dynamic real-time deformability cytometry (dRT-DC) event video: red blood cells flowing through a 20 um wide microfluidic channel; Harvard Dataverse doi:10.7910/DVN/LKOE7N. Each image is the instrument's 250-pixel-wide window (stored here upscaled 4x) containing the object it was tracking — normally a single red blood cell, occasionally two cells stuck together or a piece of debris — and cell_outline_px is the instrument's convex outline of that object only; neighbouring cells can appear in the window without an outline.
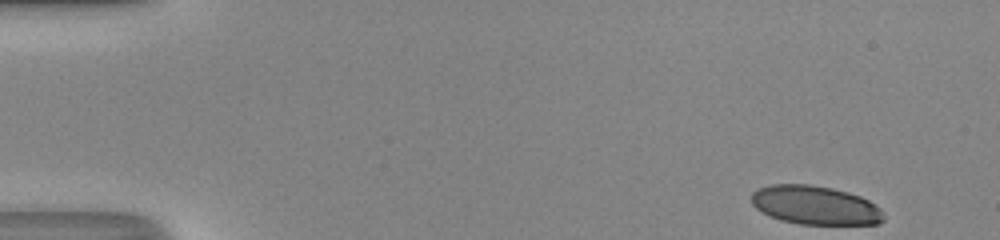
{"species": "human", "species_latin": "Homo sapiens", "temperature_condition": "room temperature", "stored_images_in_passage": 45, "camera_frame_rate_fps": 3000, "um_per_image_px": 0.085, "donor": {"sex": "male"}, "frame": {"image": 1, "passage_image": 1, "time_ms": 0.0, "image_size_px": [1000, 240], "cell_outline_px": [[884, 220], [880, 224], [800, 224], [780, 220], [756, 208], [752, 204], [752, 192], [756, 188], [772, 184], [808, 184], [832, 188], [848, 192], [860, 196], [868, 200], [880, 208], [884, 216]], "centroid_in_image_um": [69.29, 17.44], "position_along_channel_um": 15.7, "area_um2": 29.88}}
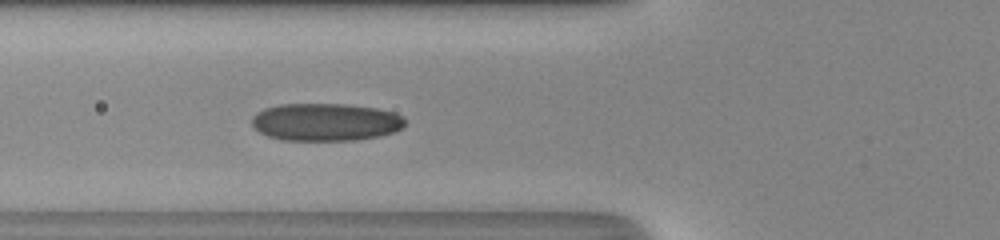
{"frame": {"image": 2, "passage_image": 16, "time_ms": 5.0, "image_size_px": [1000, 240], "cell_outline_px": [[404, 124], [400, 128], [392, 132], [380, 136], [356, 140], [280, 140], [268, 136], [260, 132], [252, 124], [252, 116], [256, 112], [264, 108], [280, 104], [344, 104], [376, 108], [392, 112], [404, 116]], "centroid_in_image_um": [27.65, 10.37], "position_along_channel_um": 98.2, "area_um2": 33.58}}
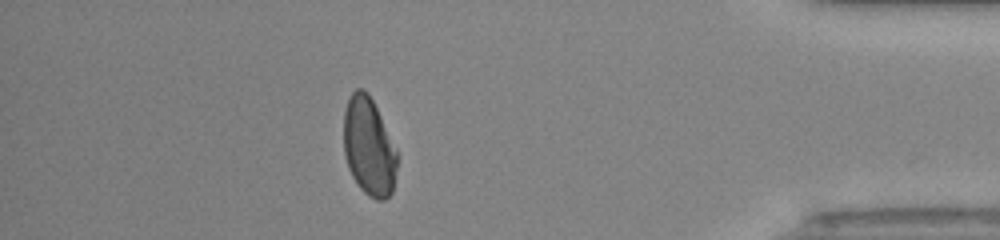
{"frame": {"image": 3, "passage_image": 40, "time_ms": 13.0, "image_size_px": [1000, 240], "cell_outline_px": [[396, 168], [392, 192], [384, 200], [376, 200], [368, 196], [360, 188], [352, 176], [348, 168], [344, 156], [344, 108], [348, 96], [356, 88], [364, 88], [368, 92], [396, 148]], "centroid_in_image_um": [31.32, 12.45], "position_along_channel_um": 403.9, "area_um2": 30.58}, "authors_computed_cell_mechanics": {"area_um2": 32.5414, "velocity_mm_per_s": 4.3399, "shape_relaxation_time_tau1_ms": 7.9347, "shape_relaxation_time_tau2_ms": 0.8871, "deformation_change_tau1": 0.2282, "deformation_change_tau2": 0.0576}}